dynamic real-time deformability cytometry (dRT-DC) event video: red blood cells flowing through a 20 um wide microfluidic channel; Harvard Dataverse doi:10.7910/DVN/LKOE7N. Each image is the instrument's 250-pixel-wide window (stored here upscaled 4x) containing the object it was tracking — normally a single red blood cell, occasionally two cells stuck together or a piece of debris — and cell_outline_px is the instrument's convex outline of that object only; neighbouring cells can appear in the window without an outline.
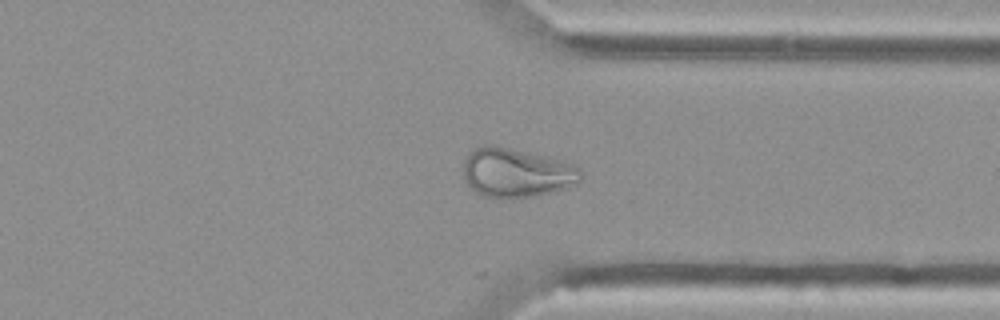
{"species": "Egyptian fruit bat (a non-hibernating species)", "species_latin": "Rousettus aegyptiacus", "temperature_condition": "cold", "stored_images_in_passage": 54, "camera_frame_rate_fps": 3000, "um_per_image_px": 0.085, "animal": {"sex": "female"}, "frame": {"image": 1, "passage_image": 41, "time_ms": 13.333, "image_size_px": [1000, 320], "cell_outline_px": [[580, 184], [568, 188], [540, 196], [496, 200], [484, 196], [476, 192], [464, 180], [464, 160], [468, 152], [484, 144], [492, 144], [564, 160], [580, 168]], "centroid_in_image_um": [43.91, 14.71], "position_along_channel_um": 367.5, "area_um2": 34.45}}
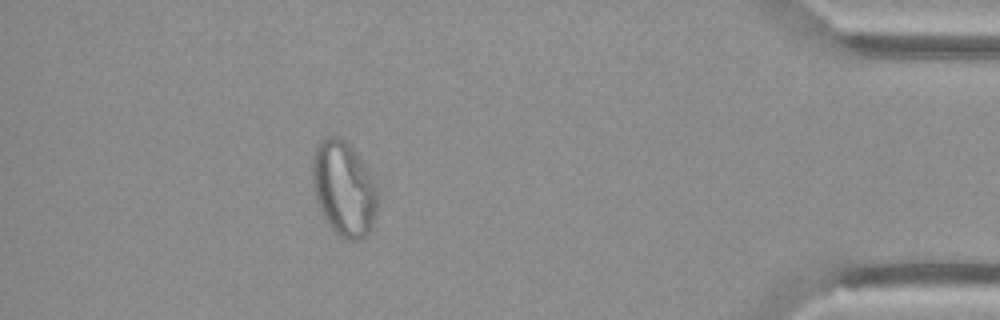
{"frame": {"image": 2, "passage_image": 48, "time_ms": 15.667, "image_size_px": [1000, 320], "cell_outline_px": [[380, 200], [372, 224], [368, 232], [360, 240], [344, 240], [328, 224], [316, 200], [312, 184], [312, 156], [316, 144], [324, 136], [336, 136], [344, 140], [364, 160], [380, 192]], "centroid_in_image_um": [29.24, 16.0], "position_along_channel_um": 406.0, "area_um2": 36.76}}